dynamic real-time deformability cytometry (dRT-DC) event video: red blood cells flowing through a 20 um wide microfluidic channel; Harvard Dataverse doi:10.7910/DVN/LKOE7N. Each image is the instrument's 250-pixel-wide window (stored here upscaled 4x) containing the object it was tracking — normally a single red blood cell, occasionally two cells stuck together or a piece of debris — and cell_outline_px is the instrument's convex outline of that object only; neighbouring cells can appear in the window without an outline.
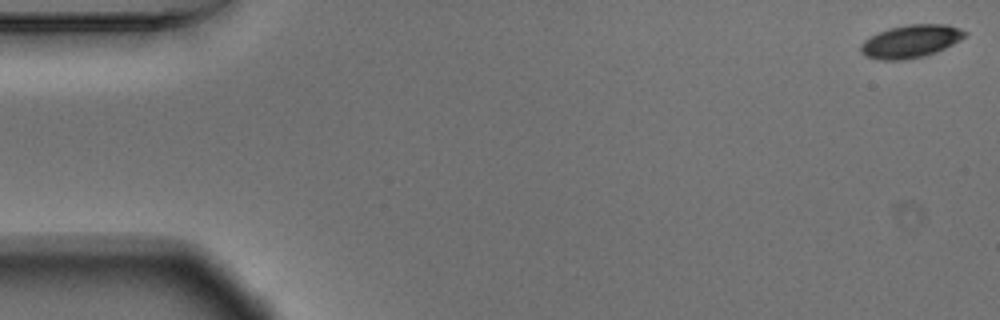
{"species": "Egyptian fruit bat (a non-hibernating species)", "species_latin": "Rousettus aegyptiacus", "temperature_condition": "warm", "stored_images_in_passage": 55, "camera_frame_rate_fps": 3000, "um_per_image_px": 0.085, "animal": {"sex": "male"}, "frame": {"image": 1, "passage_image": 1, "time_ms": 0.0, "image_size_px": [1000, 320], "cell_outline_px": [[968, 32], [960, 40], [936, 52], [924, 56], [908, 60], [876, 60], [864, 56], [860, 52], [860, 44], [864, 40], [888, 28], [908, 24], [944, 24]], "centroid_in_image_um": [77.36, 3.53], "position_along_channel_um": 7.6, "area_um2": 19.94}}
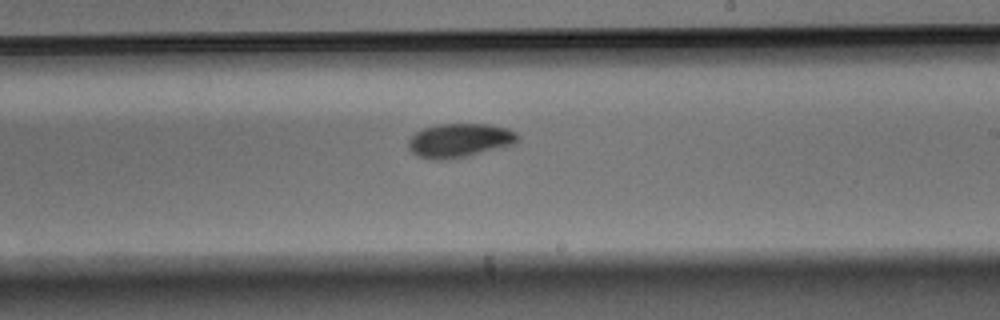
{"frame": {"image": 2, "passage_image": 32, "time_ms": 10.333, "image_size_px": [1000, 320], "cell_outline_px": [[516, 140], [512, 144], [448, 160], [432, 160], [416, 156], [408, 148], [408, 140], [416, 132], [424, 128], [440, 124], [488, 124], [508, 128], [516, 132]], "centroid_in_image_um": [38.98, 11.93], "position_along_channel_um": 250.0, "area_um2": 21.27}}
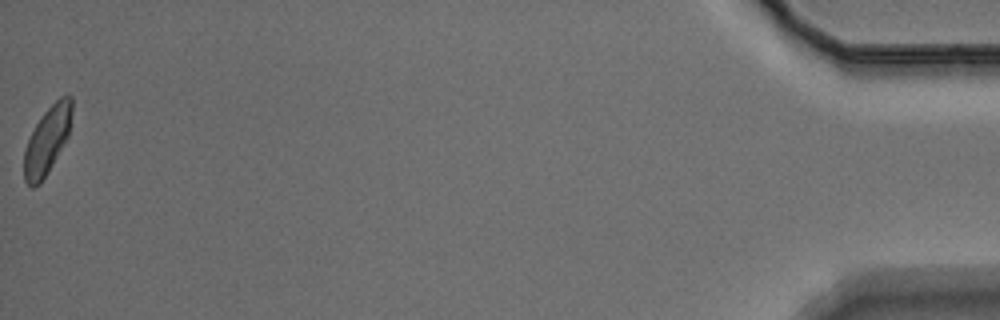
{"frame": {"image": 3, "passage_image": 55, "time_ms": 18.0, "image_size_px": [1000, 320], "cell_outline_px": [[72, 112], [68, 136], [52, 164], [40, 184], [32, 188], [24, 180], [24, 148], [36, 124], [44, 112], [60, 96], [68, 92], [72, 96]], "centroid_in_image_um": [4.02, 11.89], "position_along_channel_um": 431.2, "area_um2": 18.61}, "authors_computed_cell_mechanics": {"area_um2": 20.1144, "velocity_mm_per_s": 3.6769, "shape_relaxation_time_tau1_ms": 2.5382, "shape_relaxation_time_tau2_ms": null, "deformation_change_tau1": 0.1027, "deformation_change_tau2": null}}